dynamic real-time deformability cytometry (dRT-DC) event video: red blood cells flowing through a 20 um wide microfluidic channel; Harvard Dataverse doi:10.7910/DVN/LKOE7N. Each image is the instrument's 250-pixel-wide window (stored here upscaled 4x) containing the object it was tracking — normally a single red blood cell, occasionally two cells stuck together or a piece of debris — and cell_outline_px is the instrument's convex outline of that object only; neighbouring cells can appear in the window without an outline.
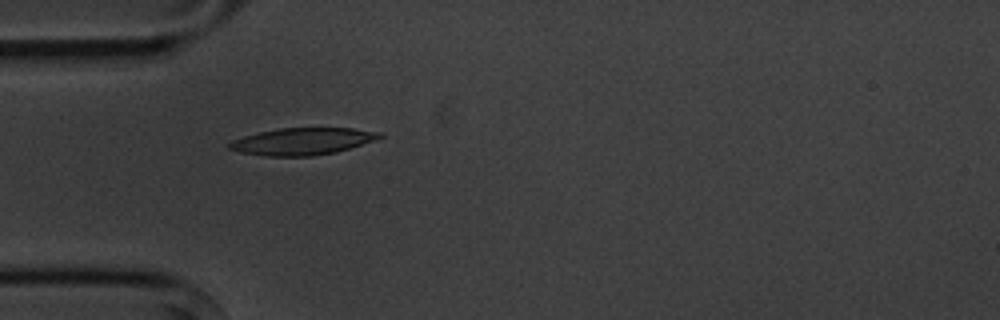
{"species": "common noctule bat (a hibernating species)", "species_latin": "Nyctalus noctula", "temperature_condition": "cold", "stored_images_in_passage": 5, "camera_frame_rate_fps": 3000, "um_per_image_px": 0.085, "animal": {"sex": "male", "body_mass_g": 20.1, "forearm_length_mm": 53.5}, "frame": {"image": 1, "passage_image": 5, "time_ms": 4.667, "image_size_px": [1000, 320], "cell_outline_px": [[384, 136], [376, 140], [336, 152], [312, 156], [268, 156], [240, 152], [228, 148], [228, 144], [232, 140], [244, 136], [260, 132], [280, 128], [352, 128], [380, 132]], "centroid_in_image_um": [25.72, 12.01], "position_along_channel_um": 59.3, "area_um2": 23.52}}